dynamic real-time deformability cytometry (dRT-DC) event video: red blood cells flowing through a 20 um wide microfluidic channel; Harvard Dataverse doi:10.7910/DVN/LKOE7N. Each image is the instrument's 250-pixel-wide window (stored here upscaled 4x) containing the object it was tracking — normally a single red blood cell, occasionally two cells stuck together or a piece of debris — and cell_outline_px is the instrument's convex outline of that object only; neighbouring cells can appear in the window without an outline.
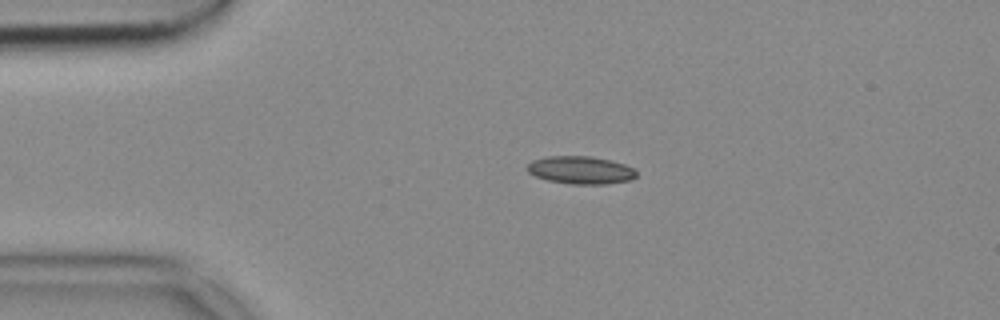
{"species": "common noctule bat (a hibernating species)", "species_latin": "Nyctalus noctula", "temperature_condition": "cold", "stored_images_in_passage": 53, "camera_frame_rate_fps": 3000, "um_per_image_px": 0.085, "animal": {"sex": "female", "body_mass_g": 18.4}, "frame": {"image": 1, "passage_image": 11, "time_ms": 3.333, "image_size_px": [1000, 320], "cell_outline_px": [[636, 176], [628, 180], [604, 184], [572, 184], [548, 180], [536, 176], [528, 172], [524, 168], [532, 160], [548, 156], [592, 156], [624, 164], [632, 168], [636, 172]], "centroid_in_image_um": [49.3, 14.45], "position_along_channel_um": 35.7, "area_um2": 17.51}}
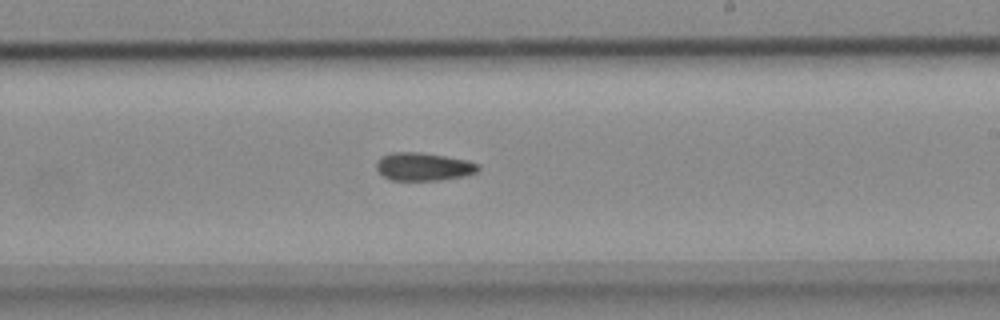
{"frame": {"image": 2, "passage_image": 31, "time_ms": 10.0, "image_size_px": [1000, 320], "cell_outline_px": [[480, 168], [476, 172], [468, 176], [440, 180], [392, 180], [384, 176], [376, 168], [376, 160], [380, 156], [392, 152], [420, 152], [468, 160], [480, 164]], "centroid_in_image_um": [36.02, 14.16], "position_along_channel_um": 253.0, "area_um2": 16.82}}
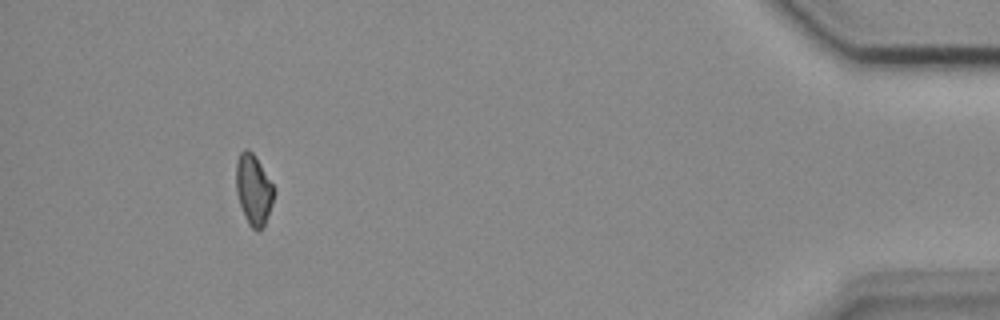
{"frame": {"image": 3, "passage_image": 49, "time_ms": 16.0, "image_size_px": [1000, 320], "cell_outline_px": [[276, 192], [272, 204], [264, 224], [256, 232], [248, 224], [244, 216], [236, 192], [236, 164], [240, 152], [244, 148], [248, 148], [256, 156], [276, 188]], "centroid_in_image_um": [21.56, 16.08], "position_along_channel_um": 413.6, "area_um2": 15.78}}